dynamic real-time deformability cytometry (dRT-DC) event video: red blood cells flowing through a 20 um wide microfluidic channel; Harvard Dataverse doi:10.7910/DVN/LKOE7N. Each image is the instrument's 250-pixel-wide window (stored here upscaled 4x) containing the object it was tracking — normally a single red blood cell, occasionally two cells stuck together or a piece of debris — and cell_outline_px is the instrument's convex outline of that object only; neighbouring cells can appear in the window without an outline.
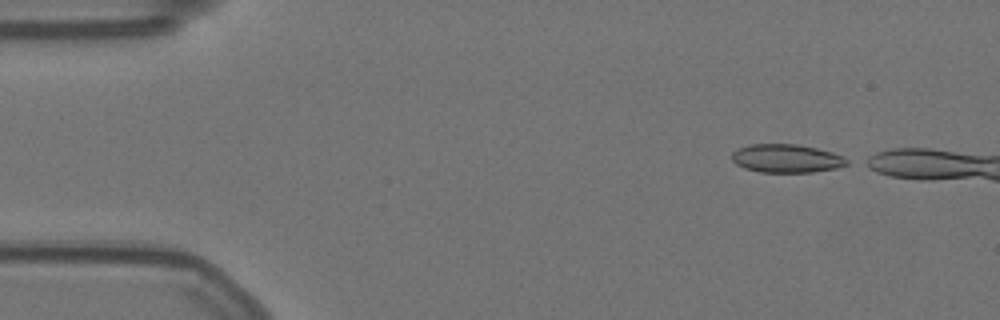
{"species": "Egyptian fruit bat (a non-hibernating species)", "species_latin": "Rousettus aegyptiacus", "temperature_condition": "warm", "stored_images_in_passage": 10, "camera_frame_rate_fps": 3000, "um_per_image_px": 0.085, "animal": {"sex": "female"}, "frame": {"image": 1, "passage_image": 1, "time_ms": 0.0, "image_size_px": [1000, 320], "cell_outline_px": [[852, 160], [848, 164], [836, 168], [812, 172], [760, 172], [744, 168], [736, 164], [732, 160], [732, 152], [748, 144], [796, 144], [816, 148], [832, 152], [844, 156]], "centroid_in_image_um": [66.88, 13.47], "position_along_channel_um": 18.1, "area_um2": 19.13}}